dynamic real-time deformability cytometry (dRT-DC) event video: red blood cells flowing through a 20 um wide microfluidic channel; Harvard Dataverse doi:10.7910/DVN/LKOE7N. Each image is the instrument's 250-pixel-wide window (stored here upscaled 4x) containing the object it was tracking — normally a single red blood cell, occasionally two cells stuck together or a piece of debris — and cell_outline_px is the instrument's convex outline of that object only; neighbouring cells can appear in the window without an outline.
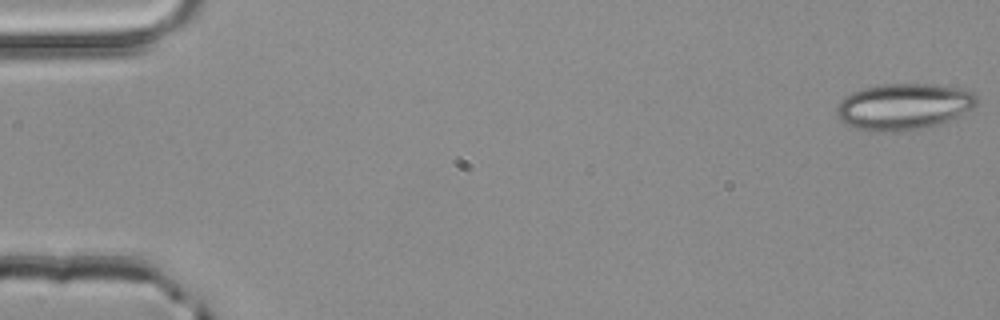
{"species": "common noctule bat (a hibernating species)", "species_latin": "Nyctalus noctula", "temperature_condition": "room temperature", "stored_images_in_passage": 14, "camera_frame_rate_fps": 3000, "um_per_image_px": 0.085, "animal": {"sex": "male", "body_mass_g": 20.4}, "frame": {"image": 1, "passage_image": 1, "time_ms": 0.0, "image_size_px": [1000, 320], "cell_outline_px": [[976, 104], [972, 108], [960, 116], [936, 124], [916, 128], [892, 132], [868, 132], [844, 124], [836, 116], [836, 108], [840, 100], [844, 96], [852, 92], [864, 88], [880, 84], [936, 84], [976, 92]], "centroid_in_image_um": [76.75, 9.05], "position_along_channel_um": 8.2, "area_um2": 37.92}}